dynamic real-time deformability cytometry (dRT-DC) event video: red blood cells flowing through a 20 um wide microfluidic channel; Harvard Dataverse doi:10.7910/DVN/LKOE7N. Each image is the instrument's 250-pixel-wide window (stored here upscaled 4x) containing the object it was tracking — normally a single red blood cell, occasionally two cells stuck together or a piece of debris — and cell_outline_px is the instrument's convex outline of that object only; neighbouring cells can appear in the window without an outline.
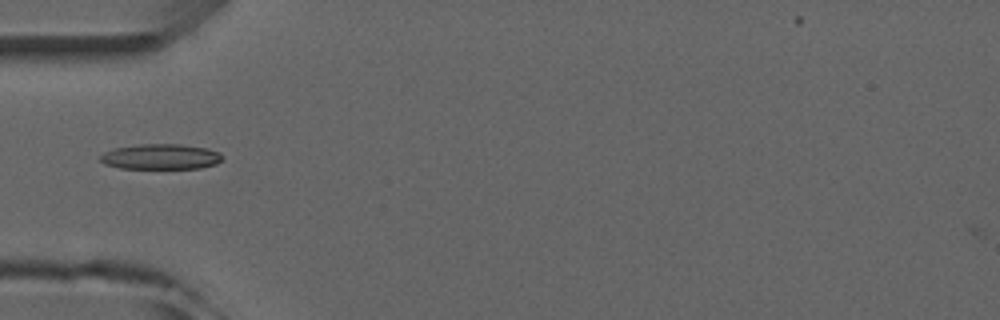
{"species": "common noctule bat (a hibernating species)", "species_latin": "Nyctalus noctula", "temperature_condition": "room temperature", "stored_images_in_passage": 6, "camera_frame_rate_fps": 3000, "um_per_image_px": 0.085, "animal": {"sex": "male", "forearm_length_mm": 52.5}, "frame": {"image": 1, "passage_image": 5, "time_ms": 4.667, "image_size_px": [1000, 320], "cell_outline_px": [[224, 156], [216, 164], [200, 168], [120, 168], [104, 164], [100, 160], [100, 156], [104, 152], [116, 148], [140, 144], [180, 144], [208, 148], [220, 152]], "centroid_in_image_um": [13.69, 13.31], "position_along_channel_um": 71.3, "area_um2": 18.03}}
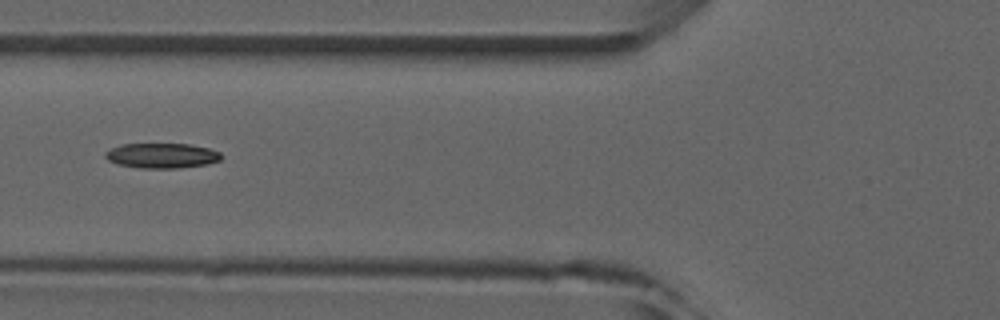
{"frame": {"image": 2, "passage_image": 6, "time_ms": 5.667, "image_size_px": [1000, 320], "cell_outline_px": [[224, 156], [220, 160], [208, 164], [180, 168], [140, 168], [116, 164], [108, 160], [104, 156], [104, 152], [120, 144], [188, 144], [208, 148], [220, 152]], "centroid_in_image_um": [13.76, 13.23], "position_along_channel_um": 112.0, "area_um2": 17.05}}